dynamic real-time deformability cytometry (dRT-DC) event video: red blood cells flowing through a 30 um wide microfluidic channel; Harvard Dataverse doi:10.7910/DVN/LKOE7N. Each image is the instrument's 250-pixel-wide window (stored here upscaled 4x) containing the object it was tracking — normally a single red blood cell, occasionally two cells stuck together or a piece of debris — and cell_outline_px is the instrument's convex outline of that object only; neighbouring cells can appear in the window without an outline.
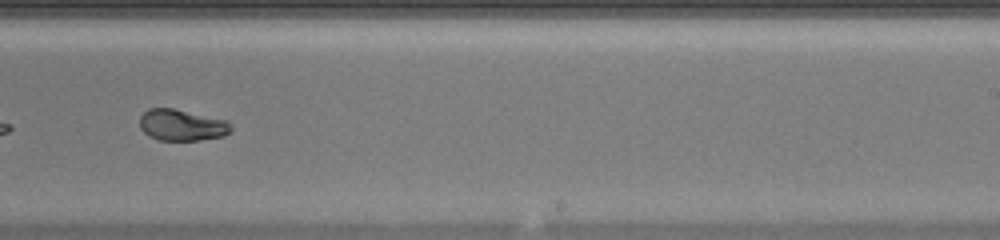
{"species": "common noctule bat (a hibernating species)", "species_latin": "Nyctalus noctula", "temperature_condition": "warm", "stored_images_in_passage": 33, "camera_frame_rate_fps": 3000, "um_per_image_px": 0.085, "animal": {"sex": "female", "body_mass_g": 20.0, "forearm_length_mm": 54.0}, "frame": {"image": 1, "passage_image": 19, "time_ms": 6.0, "image_size_px": [1000, 240], "cell_outline_px": [[228, 132], [216, 136], [192, 140], [164, 140], [152, 136], [140, 124], [140, 120], [152, 108], [168, 108], [224, 124], [228, 128]], "centroid_in_image_um": [15.28, 10.67], "position_along_channel_um": 273.7, "area_um2": 14.16}, "authors_computed_cell_mechanics": {"area_um2": 13.9298, "velocity_mm_per_s": 4.3571, "shape_relaxation_time_tau1_ms": null, "shape_relaxation_time_tau2_ms": 5.9241, "deformation_change_tau1": null, "deformation_change_tau2": 0.103}}